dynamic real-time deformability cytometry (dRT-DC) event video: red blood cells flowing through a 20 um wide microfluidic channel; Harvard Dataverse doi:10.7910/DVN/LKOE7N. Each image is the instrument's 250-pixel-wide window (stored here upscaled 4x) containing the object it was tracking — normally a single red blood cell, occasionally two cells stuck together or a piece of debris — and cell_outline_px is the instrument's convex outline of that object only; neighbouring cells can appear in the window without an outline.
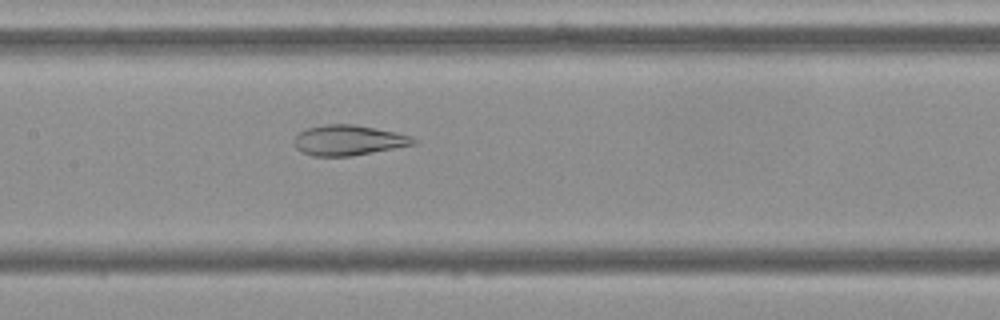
{"species": "Egyptian fruit bat (a non-hibernating species)", "species_latin": "Rousettus aegyptiacus", "temperature_condition": "cold", "stored_images_in_passage": 39, "camera_frame_rate_fps": 3000, "um_per_image_px": 0.085, "frame": {"image": 1, "passage_image": 11, "time_ms": 3.333, "image_size_px": [1000, 320], "cell_outline_px": [[416, 144], [352, 156], [312, 156], [300, 152], [296, 148], [292, 140], [300, 132], [308, 128], [324, 124], [352, 124], [376, 128], [396, 132], [412, 136], [416, 140]], "centroid_in_image_um": [29.6, 11.92], "position_along_channel_um": 177.8, "area_um2": 21.15}}
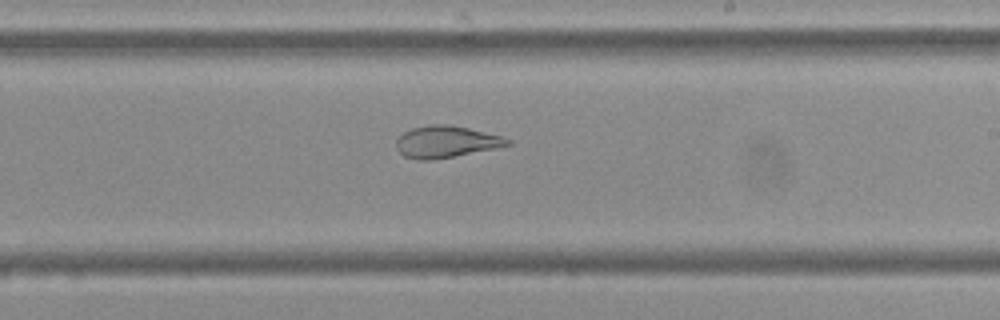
{"frame": {"image": 2, "passage_image": 17, "time_ms": 5.333, "image_size_px": [1000, 320], "cell_outline_px": [[512, 144], [496, 148], [432, 160], [420, 160], [404, 156], [396, 148], [396, 140], [404, 132], [412, 128], [428, 124], [448, 124], [468, 128], [504, 136], [512, 140]], "centroid_in_image_um": [37.93, 12.04], "position_along_channel_um": 251.1, "area_um2": 20.63}}
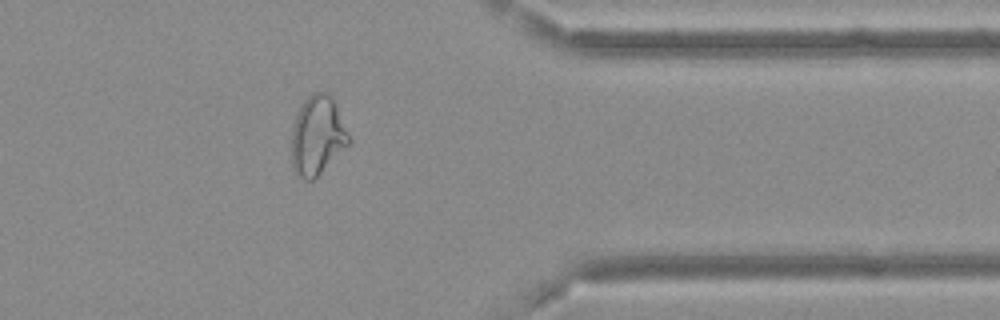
{"frame": {"image": 3, "passage_image": 29, "time_ms": 9.333, "image_size_px": [1000, 320], "cell_outline_px": [[352, 140], [312, 180], [304, 180], [292, 168], [292, 128], [296, 116], [304, 100], [312, 92], [328, 92], [332, 96], [336, 104]], "centroid_in_image_um": [26.98, 11.48], "position_along_channel_um": 384.4, "area_um2": 26.07}, "authors_computed_cell_mechanics": {"area_um2": 23.2934, "velocity_mm_per_s": 3.6731, "shape_relaxation_time_tau1_ms": null, "shape_relaxation_time_tau2_ms": 1.4676, "deformation_change_tau1": null, "deformation_change_tau2": 0.0774}}